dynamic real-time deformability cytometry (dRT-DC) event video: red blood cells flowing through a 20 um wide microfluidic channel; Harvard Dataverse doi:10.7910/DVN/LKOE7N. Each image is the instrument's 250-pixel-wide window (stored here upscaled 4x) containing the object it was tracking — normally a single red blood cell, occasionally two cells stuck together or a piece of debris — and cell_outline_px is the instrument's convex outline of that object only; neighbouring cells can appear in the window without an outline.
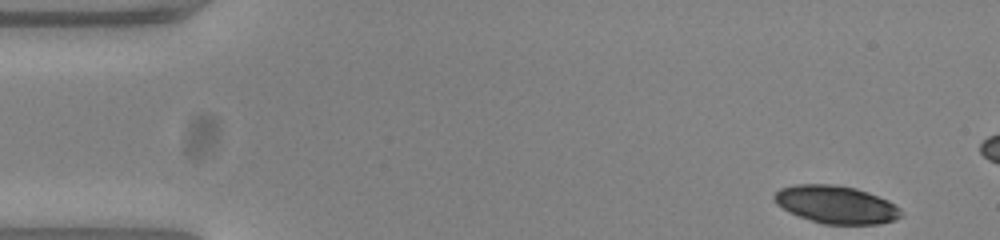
{"species": "common noctule bat (a hibernating species)", "species_latin": "Nyctalus noctula", "temperature_condition": "warm", "stored_images_in_passage": 52, "camera_frame_rate_fps": 3000, "um_per_image_px": 0.085, "animal": {"sex": "female", "body_mass_g": 23.0, "forearm_length_mm": 53.4}, "frame": {"image": 1, "passage_image": 1, "time_ms": 0.0, "image_size_px": [1000, 240], "cell_outline_px": [[904, 216], [896, 220], [880, 224], [824, 224], [788, 212], [776, 204], [772, 196], [780, 188], [796, 184], [836, 184], [856, 188], [868, 192], [888, 200], [900, 208], [904, 212]], "centroid_in_image_um": [71.1, 17.39], "position_along_channel_um": 13.9, "area_um2": 28.21}}
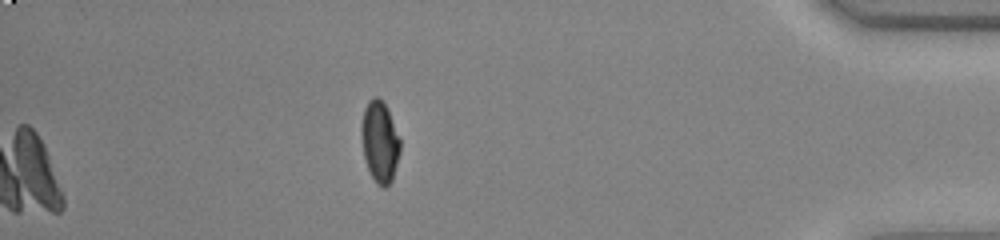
{"frame": {"image": 2, "passage_image": 52, "time_ms": 17.0, "image_size_px": [1000, 240], "cell_outline_px": [[400, 152], [392, 180], [384, 188], [376, 184], [368, 168], [364, 156], [360, 132], [360, 128], [364, 108], [368, 100], [372, 96], [376, 96], [384, 104], [388, 112], [400, 140]], "centroid_in_image_um": [32.26, 12.05], "position_along_channel_um": 402.9, "area_um2": 18.15}}